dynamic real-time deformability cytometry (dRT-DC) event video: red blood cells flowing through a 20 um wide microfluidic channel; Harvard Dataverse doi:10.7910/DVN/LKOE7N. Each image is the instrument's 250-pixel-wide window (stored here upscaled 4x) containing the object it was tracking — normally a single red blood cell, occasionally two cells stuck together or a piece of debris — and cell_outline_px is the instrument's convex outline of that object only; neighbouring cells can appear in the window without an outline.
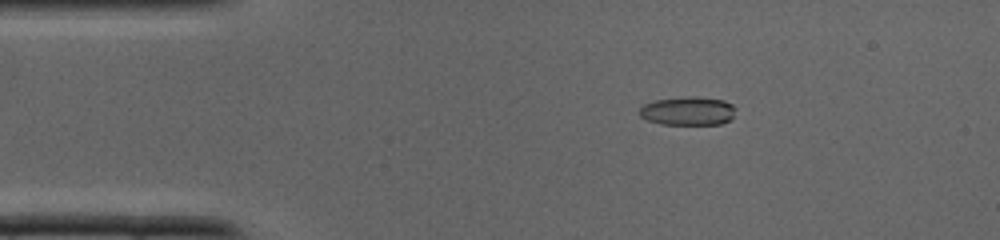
{"species": "common noctule bat (a hibernating species)", "species_latin": "Nyctalus noctula", "temperature_condition": "cold", "stored_images_in_passage": 37, "camera_frame_rate_fps": 3000, "um_per_image_px": 0.085, "animal": {"sex": "male", "body_mass_g": 19.0, "forearm_length_mm": 50.8}, "frame": {"image": 1, "passage_image": 6, "time_ms": 1.667, "image_size_px": [1000, 240], "cell_outline_px": [[736, 108], [732, 120], [720, 124], [660, 124], [648, 120], [640, 116], [636, 112], [644, 104], [656, 100], [688, 96], [724, 100], [732, 104]], "centroid_in_image_um": [58.48, 9.44], "position_along_channel_um": 26.5, "area_um2": 16.13}}
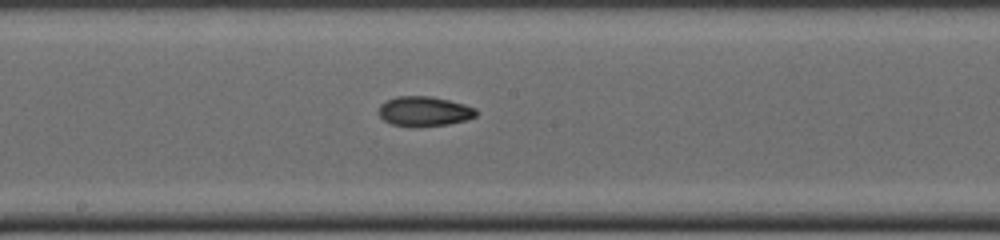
{"frame": {"image": 2, "passage_image": 19, "time_ms": 6.0, "image_size_px": [1000, 240], "cell_outline_px": [[476, 116], [464, 120], [448, 124], [412, 128], [392, 124], [384, 120], [380, 116], [380, 104], [396, 96], [432, 96], [464, 104], [476, 108]], "centroid_in_image_um": [36.05, 9.47], "position_along_channel_um": 212.1, "area_um2": 16.94}}
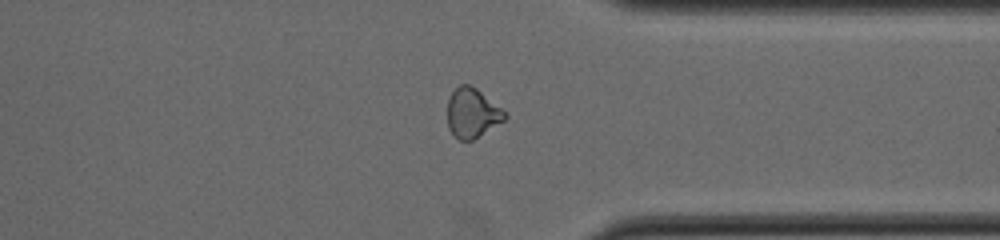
{"frame": {"image": 3, "passage_image": 28, "time_ms": 9.0, "image_size_px": [1000, 240], "cell_outline_px": [[508, 116], [504, 120], [472, 140], [460, 140], [448, 128], [448, 100], [452, 92], [460, 84], [468, 84], [476, 88], [500, 108]], "centroid_in_image_um": [40.11, 9.6], "position_along_channel_um": 371.3, "area_um2": 16.07}}